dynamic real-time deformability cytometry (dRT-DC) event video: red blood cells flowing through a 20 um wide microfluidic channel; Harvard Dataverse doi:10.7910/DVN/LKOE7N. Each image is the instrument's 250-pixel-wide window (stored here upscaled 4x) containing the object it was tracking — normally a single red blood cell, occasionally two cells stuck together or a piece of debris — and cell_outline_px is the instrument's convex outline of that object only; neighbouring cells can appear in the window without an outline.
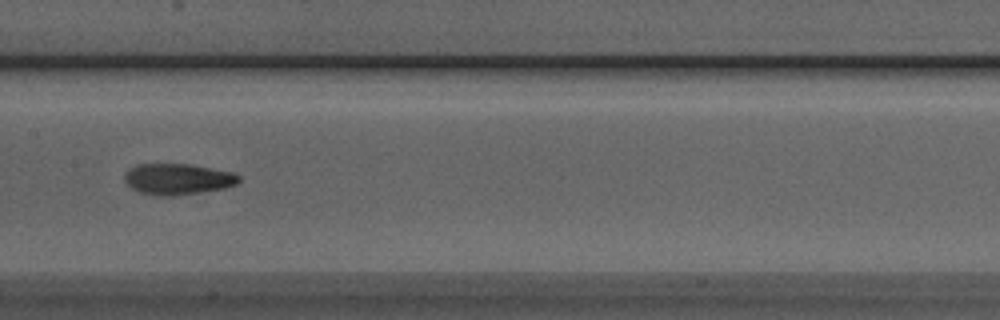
{"species": "Egyptian fruit bat (a non-hibernating species)", "species_latin": "Rousettus aegyptiacus", "temperature_condition": "room temperature", "stored_images_in_passage": 4, "camera_frame_rate_fps": 3000, "um_per_image_px": 0.085, "animal": {"sex": "male"}, "frame": {"image": 1, "passage_image": 4, "time_ms": 1.0, "image_size_px": [1000, 320], "cell_outline_px": [[240, 180], [236, 184], [224, 188], [172, 196], [156, 196], [140, 192], [132, 188], [124, 180], [124, 172], [128, 168], [136, 164], [192, 164], [232, 172], [240, 176]], "centroid_in_image_um": [15.07, 15.21], "position_along_channel_um": 192.3, "area_um2": 20.75}}